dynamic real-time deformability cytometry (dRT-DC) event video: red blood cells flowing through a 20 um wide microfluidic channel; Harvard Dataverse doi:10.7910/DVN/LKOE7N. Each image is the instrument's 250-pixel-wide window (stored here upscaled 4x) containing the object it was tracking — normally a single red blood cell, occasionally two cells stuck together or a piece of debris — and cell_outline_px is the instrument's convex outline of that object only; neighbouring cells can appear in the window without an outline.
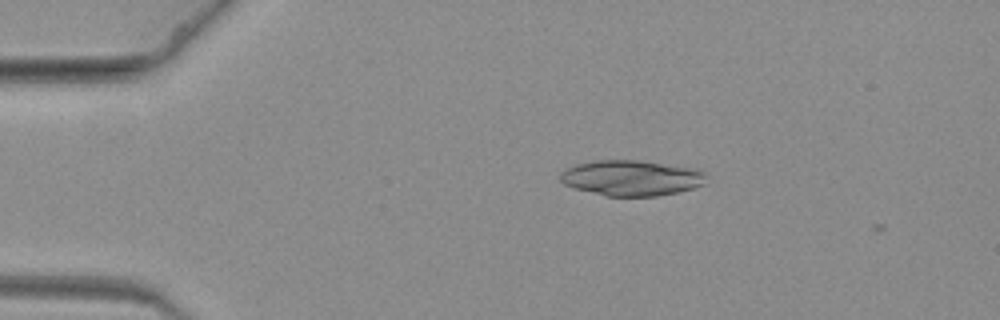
{"species": "common noctule bat (a hibernating species)", "species_latin": "Nyctalus noctula", "temperature_condition": "warm", "stored_images_in_passage": 3, "camera_frame_rate_fps": 3000, "um_per_image_px": 0.085, "animal": {"sex": "female", "body_mass_g": 19.3, "forearm_length_mm": 54.1}, "frame": {"image": 1, "passage_image": 1, "time_ms": 0.0, "image_size_px": [1000, 320], "cell_outline_px": [[708, 176], [704, 184], [692, 188], [676, 192], [656, 196], [604, 196], [572, 188], [564, 184], [560, 180], [560, 172], [564, 168], [576, 164], [592, 160], [636, 160], [696, 168], [704, 172]], "centroid_in_image_um": [53.63, 15.12], "position_along_channel_um": 31.4, "area_um2": 30.52}}